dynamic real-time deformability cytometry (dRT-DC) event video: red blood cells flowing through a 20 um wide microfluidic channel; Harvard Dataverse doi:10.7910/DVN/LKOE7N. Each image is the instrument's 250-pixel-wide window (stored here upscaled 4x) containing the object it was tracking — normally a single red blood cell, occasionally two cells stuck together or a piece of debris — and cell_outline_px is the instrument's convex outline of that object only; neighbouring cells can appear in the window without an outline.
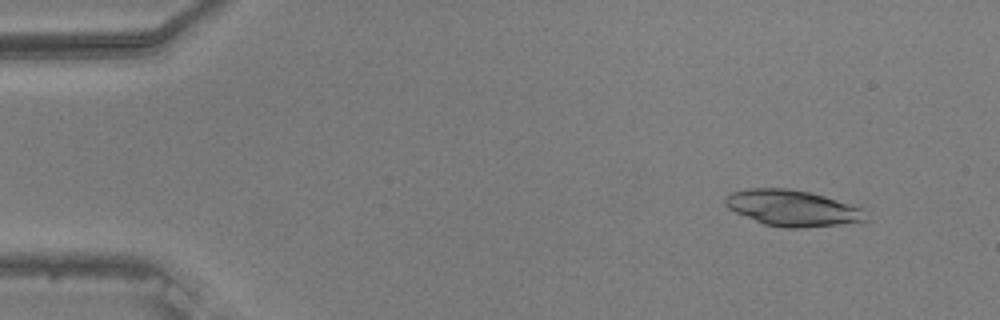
{"species": "common noctule bat (a hibernating species)", "species_latin": "Nyctalus noctula", "temperature_condition": "warm", "stored_images_in_passage": 15, "camera_frame_rate_fps": 3000, "um_per_image_px": 0.085, "animal": {"sex": "male", "body_mass_g": 20.5, "forearm_length_mm": 52.5}, "frame": {"image": 1, "passage_image": 5, "time_ms": 1.333, "image_size_px": [1000, 320], "cell_outline_px": [[868, 220], [840, 224], [804, 228], [784, 228], [764, 224], [736, 212], [728, 208], [724, 204], [724, 196], [732, 192], [748, 188], [788, 188], [812, 192], [860, 204], [864, 208]], "centroid_in_image_um": [67.44, 17.67], "position_along_channel_um": 17.6, "area_um2": 30.23}}